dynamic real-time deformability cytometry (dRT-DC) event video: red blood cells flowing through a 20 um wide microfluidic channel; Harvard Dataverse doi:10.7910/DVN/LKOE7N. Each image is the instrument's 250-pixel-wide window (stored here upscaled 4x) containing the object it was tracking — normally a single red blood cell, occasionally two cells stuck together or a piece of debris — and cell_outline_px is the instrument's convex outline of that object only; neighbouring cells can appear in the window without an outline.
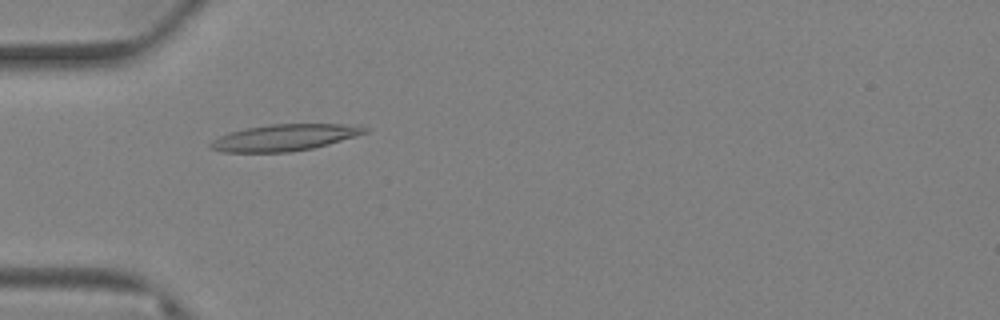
{"species": "Egyptian fruit bat (a non-hibernating species)", "species_latin": "Rousettus aegyptiacus", "temperature_condition": "warm", "stored_images_in_passage": 54, "camera_frame_rate_fps": 3000, "um_per_image_px": 0.085, "animal": {"sex": "female"}, "frame": {"image": 1, "passage_image": 2, "time_ms": 0.333, "image_size_px": [1000, 320], "cell_outline_px": [[372, 128], [368, 132], [356, 136], [328, 144], [312, 148], [288, 152], [224, 152], [212, 148], [208, 144], [212, 140], [220, 136], [232, 132], [248, 128], [268, 124], [360, 124]], "centroid_in_image_um": [24.28, 11.68], "position_along_channel_um": 60.7, "area_um2": 23.81}}
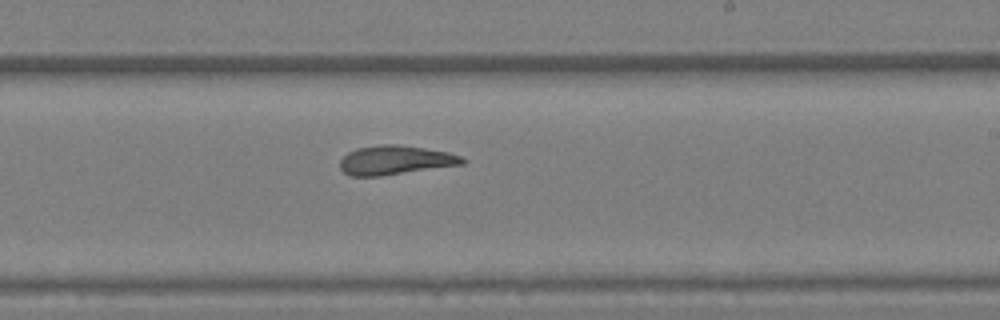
{"frame": {"image": 2, "passage_image": 24, "time_ms": 7.667, "image_size_px": [1000, 320], "cell_outline_px": [[468, 160], [464, 164], [380, 176], [348, 176], [340, 168], [340, 160], [348, 152], [356, 148], [380, 144], [400, 144], [448, 152], [460, 156]], "centroid_in_image_um": [33.59, 13.6], "position_along_channel_um": 255.4, "area_um2": 20.87}}
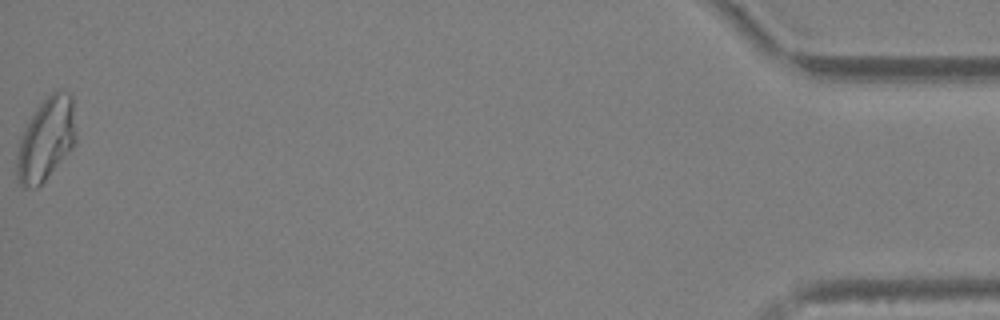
{"frame": {"image": 3, "passage_image": 54, "time_ms": 17.667, "image_size_px": [1000, 320], "cell_outline_px": [[76, 140], [72, 148], [44, 180], [36, 188], [24, 188], [16, 180], [16, 156], [20, 140], [36, 108], [56, 88], [60, 88], [68, 92], [72, 96], [76, 136]], "centroid_in_image_um": [3.92, 11.83], "position_along_channel_um": 431.3, "area_um2": 28.32}, "authors_computed_cell_mechanics": {"area_um2": 21.964, "velocity_mm_per_s": 2.7233, "shape_relaxation_time_tau1_ms": null, "shape_relaxation_time_tau2_ms": 4.4506, "deformation_change_tau1": null, "deformation_change_tau2": 0.1254}}